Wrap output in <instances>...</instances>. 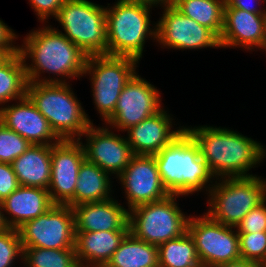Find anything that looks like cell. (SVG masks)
<instances>
[{
  "mask_svg": "<svg viewBox=\"0 0 266 267\" xmlns=\"http://www.w3.org/2000/svg\"><path fill=\"white\" fill-rule=\"evenodd\" d=\"M11 164L20 186L48 189L51 179V145L31 144Z\"/></svg>",
  "mask_w": 266,
  "mask_h": 267,
  "instance_id": "obj_23",
  "label": "cell"
},
{
  "mask_svg": "<svg viewBox=\"0 0 266 267\" xmlns=\"http://www.w3.org/2000/svg\"><path fill=\"white\" fill-rule=\"evenodd\" d=\"M31 145L25 138L0 121V162L12 163Z\"/></svg>",
  "mask_w": 266,
  "mask_h": 267,
  "instance_id": "obj_31",
  "label": "cell"
},
{
  "mask_svg": "<svg viewBox=\"0 0 266 267\" xmlns=\"http://www.w3.org/2000/svg\"><path fill=\"white\" fill-rule=\"evenodd\" d=\"M156 22V42L161 48L194 50L221 48L219 38L208 28L186 17L173 5L162 8Z\"/></svg>",
  "mask_w": 266,
  "mask_h": 267,
  "instance_id": "obj_13",
  "label": "cell"
},
{
  "mask_svg": "<svg viewBox=\"0 0 266 267\" xmlns=\"http://www.w3.org/2000/svg\"><path fill=\"white\" fill-rule=\"evenodd\" d=\"M265 39L266 14L225 8L223 29L219 38L221 48H245V51H256Z\"/></svg>",
  "mask_w": 266,
  "mask_h": 267,
  "instance_id": "obj_18",
  "label": "cell"
},
{
  "mask_svg": "<svg viewBox=\"0 0 266 267\" xmlns=\"http://www.w3.org/2000/svg\"><path fill=\"white\" fill-rule=\"evenodd\" d=\"M117 178L124 189L128 210L170 195L161 181L154 155H134Z\"/></svg>",
  "mask_w": 266,
  "mask_h": 267,
  "instance_id": "obj_15",
  "label": "cell"
},
{
  "mask_svg": "<svg viewBox=\"0 0 266 267\" xmlns=\"http://www.w3.org/2000/svg\"><path fill=\"white\" fill-rule=\"evenodd\" d=\"M240 257L266 267V232L238 233Z\"/></svg>",
  "mask_w": 266,
  "mask_h": 267,
  "instance_id": "obj_30",
  "label": "cell"
},
{
  "mask_svg": "<svg viewBox=\"0 0 266 267\" xmlns=\"http://www.w3.org/2000/svg\"><path fill=\"white\" fill-rule=\"evenodd\" d=\"M7 228H8V226L5 223L3 212H2V206H1V202H0V232L4 231Z\"/></svg>",
  "mask_w": 266,
  "mask_h": 267,
  "instance_id": "obj_41",
  "label": "cell"
},
{
  "mask_svg": "<svg viewBox=\"0 0 266 267\" xmlns=\"http://www.w3.org/2000/svg\"><path fill=\"white\" fill-rule=\"evenodd\" d=\"M22 42L19 53L25 64L28 82L69 83L66 80L82 78L88 56L51 25L44 24L31 30ZM30 61L31 64L28 63ZM42 73L49 76L43 77ZM50 74L54 75L53 78Z\"/></svg>",
  "mask_w": 266,
  "mask_h": 267,
  "instance_id": "obj_1",
  "label": "cell"
},
{
  "mask_svg": "<svg viewBox=\"0 0 266 267\" xmlns=\"http://www.w3.org/2000/svg\"><path fill=\"white\" fill-rule=\"evenodd\" d=\"M111 198L78 204L73 208L75 233L129 230V210ZM125 207V208H124Z\"/></svg>",
  "mask_w": 266,
  "mask_h": 267,
  "instance_id": "obj_20",
  "label": "cell"
},
{
  "mask_svg": "<svg viewBox=\"0 0 266 267\" xmlns=\"http://www.w3.org/2000/svg\"><path fill=\"white\" fill-rule=\"evenodd\" d=\"M259 50H263V52L264 51H266V39H265V41L260 45V47L258 48ZM266 53V52H265Z\"/></svg>",
  "mask_w": 266,
  "mask_h": 267,
  "instance_id": "obj_42",
  "label": "cell"
},
{
  "mask_svg": "<svg viewBox=\"0 0 266 267\" xmlns=\"http://www.w3.org/2000/svg\"><path fill=\"white\" fill-rule=\"evenodd\" d=\"M139 61L131 57L91 55L83 76L89 75L93 105L105 124L113 115L124 86L137 73ZM103 119V120H102Z\"/></svg>",
  "mask_w": 266,
  "mask_h": 267,
  "instance_id": "obj_8",
  "label": "cell"
},
{
  "mask_svg": "<svg viewBox=\"0 0 266 267\" xmlns=\"http://www.w3.org/2000/svg\"><path fill=\"white\" fill-rule=\"evenodd\" d=\"M207 196L209 208L205 213L221 224L236 227L249 211L266 199V178L258 175L219 178Z\"/></svg>",
  "mask_w": 266,
  "mask_h": 267,
  "instance_id": "obj_6",
  "label": "cell"
},
{
  "mask_svg": "<svg viewBox=\"0 0 266 267\" xmlns=\"http://www.w3.org/2000/svg\"><path fill=\"white\" fill-rule=\"evenodd\" d=\"M28 79L20 53L10 55L0 65V110L9 102L26 97Z\"/></svg>",
  "mask_w": 266,
  "mask_h": 267,
  "instance_id": "obj_26",
  "label": "cell"
},
{
  "mask_svg": "<svg viewBox=\"0 0 266 267\" xmlns=\"http://www.w3.org/2000/svg\"><path fill=\"white\" fill-rule=\"evenodd\" d=\"M178 198L181 196L169 195L129 210V232L155 246L184 234L190 215L182 212L176 201Z\"/></svg>",
  "mask_w": 266,
  "mask_h": 267,
  "instance_id": "obj_9",
  "label": "cell"
},
{
  "mask_svg": "<svg viewBox=\"0 0 266 267\" xmlns=\"http://www.w3.org/2000/svg\"><path fill=\"white\" fill-rule=\"evenodd\" d=\"M23 247L70 249L75 247V217L69 205L53 204L37 218L18 228Z\"/></svg>",
  "mask_w": 266,
  "mask_h": 267,
  "instance_id": "obj_11",
  "label": "cell"
},
{
  "mask_svg": "<svg viewBox=\"0 0 266 267\" xmlns=\"http://www.w3.org/2000/svg\"><path fill=\"white\" fill-rule=\"evenodd\" d=\"M22 257L23 248L18 229L7 228L0 232V267H14L20 260L22 263Z\"/></svg>",
  "mask_w": 266,
  "mask_h": 267,
  "instance_id": "obj_32",
  "label": "cell"
},
{
  "mask_svg": "<svg viewBox=\"0 0 266 267\" xmlns=\"http://www.w3.org/2000/svg\"><path fill=\"white\" fill-rule=\"evenodd\" d=\"M236 229L238 233L266 232V199L249 211Z\"/></svg>",
  "mask_w": 266,
  "mask_h": 267,
  "instance_id": "obj_33",
  "label": "cell"
},
{
  "mask_svg": "<svg viewBox=\"0 0 266 267\" xmlns=\"http://www.w3.org/2000/svg\"><path fill=\"white\" fill-rule=\"evenodd\" d=\"M161 93L138 72L124 86L112 117L105 123L111 129L126 132L130 127L161 111Z\"/></svg>",
  "mask_w": 266,
  "mask_h": 267,
  "instance_id": "obj_12",
  "label": "cell"
},
{
  "mask_svg": "<svg viewBox=\"0 0 266 267\" xmlns=\"http://www.w3.org/2000/svg\"><path fill=\"white\" fill-rule=\"evenodd\" d=\"M39 22L46 24L49 23L48 19L55 17L59 9L64 5L66 0H28Z\"/></svg>",
  "mask_w": 266,
  "mask_h": 267,
  "instance_id": "obj_34",
  "label": "cell"
},
{
  "mask_svg": "<svg viewBox=\"0 0 266 267\" xmlns=\"http://www.w3.org/2000/svg\"><path fill=\"white\" fill-rule=\"evenodd\" d=\"M14 102L0 110V121L7 128L35 145H54L60 141L27 96Z\"/></svg>",
  "mask_w": 266,
  "mask_h": 267,
  "instance_id": "obj_17",
  "label": "cell"
},
{
  "mask_svg": "<svg viewBox=\"0 0 266 267\" xmlns=\"http://www.w3.org/2000/svg\"><path fill=\"white\" fill-rule=\"evenodd\" d=\"M19 53V50H0V65L13 54Z\"/></svg>",
  "mask_w": 266,
  "mask_h": 267,
  "instance_id": "obj_40",
  "label": "cell"
},
{
  "mask_svg": "<svg viewBox=\"0 0 266 267\" xmlns=\"http://www.w3.org/2000/svg\"><path fill=\"white\" fill-rule=\"evenodd\" d=\"M173 6L220 38L224 24L225 0H174Z\"/></svg>",
  "mask_w": 266,
  "mask_h": 267,
  "instance_id": "obj_27",
  "label": "cell"
},
{
  "mask_svg": "<svg viewBox=\"0 0 266 267\" xmlns=\"http://www.w3.org/2000/svg\"><path fill=\"white\" fill-rule=\"evenodd\" d=\"M168 112L163 108L126 130V138L134 155H154L183 131L184 125L173 128L174 119Z\"/></svg>",
  "mask_w": 266,
  "mask_h": 267,
  "instance_id": "obj_19",
  "label": "cell"
},
{
  "mask_svg": "<svg viewBox=\"0 0 266 267\" xmlns=\"http://www.w3.org/2000/svg\"><path fill=\"white\" fill-rule=\"evenodd\" d=\"M199 146L200 154L216 179L252 177L249 172L266 158V147L226 127H184ZM251 173V174H250Z\"/></svg>",
  "mask_w": 266,
  "mask_h": 267,
  "instance_id": "obj_2",
  "label": "cell"
},
{
  "mask_svg": "<svg viewBox=\"0 0 266 267\" xmlns=\"http://www.w3.org/2000/svg\"><path fill=\"white\" fill-rule=\"evenodd\" d=\"M114 3L106 7L107 55L140 62L146 40L156 41V22L152 24L150 20L152 7L130 0Z\"/></svg>",
  "mask_w": 266,
  "mask_h": 267,
  "instance_id": "obj_5",
  "label": "cell"
},
{
  "mask_svg": "<svg viewBox=\"0 0 266 267\" xmlns=\"http://www.w3.org/2000/svg\"><path fill=\"white\" fill-rule=\"evenodd\" d=\"M80 267H105V266H80Z\"/></svg>",
  "mask_w": 266,
  "mask_h": 267,
  "instance_id": "obj_43",
  "label": "cell"
},
{
  "mask_svg": "<svg viewBox=\"0 0 266 267\" xmlns=\"http://www.w3.org/2000/svg\"><path fill=\"white\" fill-rule=\"evenodd\" d=\"M262 3L265 4L266 0H225V8L241 9L255 14H266V8L261 7Z\"/></svg>",
  "mask_w": 266,
  "mask_h": 267,
  "instance_id": "obj_36",
  "label": "cell"
},
{
  "mask_svg": "<svg viewBox=\"0 0 266 267\" xmlns=\"http://www.w3.org/2000/svg\"><path fill=\"white\" fill-rule=\"evenodd\" d=\"M20 186L11 163L0 162V202Z\"/></svg>",
  "mask_w": 266,
  "mask_h": 267,
  "instance_id": "obj_35",
  "label": "cell"
},
{
  "mask_svg": "<svg viewBox=\"0 0 266 267\" xmlns=\"http://www.w3.org/2000/svg\"><path fill=\"white\" fill-rule=\"evenodd\" d=\"M203 213L198 217L190 214L187 223V231L194 239L202 267H214L240 259L236 227L221 224Z\"/></svg>",
  "mask_w": 266,
  "mask_h": 267,
  "instance_id": "obj_10",
  "label": "cell"
},
{
  "mask_svg": "<svg viewBox=\"0 0 266 267\" xmlns=\"http://www.w3.org/2000/svg\"><path fill=\"white\" fill-rule=\"evenodd\" d=\"M69 83L28 82L26 96L60 140H79L93 124Z\"/></svg>",
  "mask_w": 266,
  "mask_h": 267,
  "instance_id": "obj_4",
  "label": "cell"
},
{
  "mask_svg": "<svg viewBox=\"0 0 266 267\" xmlns=\"http://www.w3.org/2000/svg\"><path fill=\"white\" fill-rule=\"evenodd\" d=\"M83 136L86 138L84 143ZM79 140L84 148L86 160L116 178L134 156L126 136L114 133L104 124L101 127L91 124Z\"/></svg>",
  "mask_w": 266,
  "mask_h": 267,
  "instance_id": "obj_14",
  "label": "cell"
},
{
  "mask_svg": "<svg viewBox=\"0 0 266 267\" xmlns=\"http://www.w3.org/2000/svg\"><path fill=\"white\" fill-rule=\"evenodd\" d=\"M71 42L87 56L107 55L106 7L90 0H66L54 17Z\"/></svg>",
  "mask_w": 266,
  "mask_h": 267,
  "instance_id": "obj_7",
  "label": "cell"
},
{
  "mask_svg": "<svg viewBox=\"0 0 266 267\" xmlns=\"http://www.w3.org/2000/svg\"><path fill=\"white\" fill-rule=\"evenodd\" d=\"M129 230L75 233V251L80 266H105Z\"/></svg>",
  "mask_w": 266,
  "mask_h": 267,
  "instance_id": "obj_22",
  "label": "cell"
},
{
  "mask_svg": "<svg viewBox=\"0 0 266 267\" xmlns=\"http://www.w3.org/2000/svg\"><path fill=\"white\" fill-rule=\"evenodd\" d=\"M158 258L159 267H202L188 231L159 245Z\"/></svg>",
  "mask_w": 266,
  "mask_h": 267,
  "instance_id": "obj_28",
  "label": "cell"
},
{
  "mask_svg": "<svg viewBox=\"0 0 266 267\" xmlns=\"http://www.w3.org/2000/svg\"><path fill=\"white\" fill-rule=\"evenodd\" d=\"M111 175L94 163L84 160L78 172L74 197L66 204L74 207L81 203L100 202L113 198ZM111 179V180H110Z\"/></svg>",
  "mask_w": 266,
  "mask_h": 267,
  "instance_id": "obj_24",
  "label": "cell"
},
{
  "mask_svg": "<svg viewBox=\"0 0 266 267\" xmlns=\"http://www.w3.org/2000/svg\"><path fill=\"white\" fill-rule=\"evenodd\" d=\"M52 205L48 189L25 186H19L1 202L5 223L13 229L44 214Z\"/></svg>",
  "mask_w": 266,
  "mask_h": 267,
  "instance_id": "obj_21",
  "label": "cell"
},
{
  "mask_svg": "<svg viewBox=\"0 0 266 267\" xmlns=\"http://www.w3.org/2000/svg\"><path fill=\"white\" fill-rule=\"evenodd\" d=\"M18 35L0 19V50H19Z\"/></svg>",
  "mask_w": 266,
  "mask_h": 267,
  "instance_id": "obj_37",
  "label": "cell"
},
{
  "mask_svg": "<svg viewBox=\"0 0 266 267\" xmlns=\"http://www.w3.org/2000/svg\"><path fill=\"white\" fill-rule=\"evenodd\" d=\"M214 267H262V266L259 265L258 263L253 262V261H249V260H245L243 258H240V259H237L234 261H230L228 263L216 265Z\"/></svg>",
  "mask_w": 266,
  "mask_h": 267,
  "instance_id": "obj_38",
  "label": "cell"
},
{
  "mask_svg": "<svg viewBox=\"0 0 266 267\" xmlns=\"http://www.w3.org/2000/svg\"><path fill=\"white\" fill-rule=\"evenodd\" d=\"M105 267H159L158 246L128 232Z\"/></svg>",
  "mask_w": 266,
  "mask_h": 267,
  "instance_id": "obj_25",
  "label": "cell"
},
{
  "mask_svg": "<svg viewBox=\"0 0 266 267\" xmlns=\"http://www.w3.org/2000/svg\"><path fill=\"white\" fill-rule=\"evenodd\" d=\"M154 157L161 181L170 195L186 197L202 190L208 195L214 185L216 178L185 128Z\"/></svg>",
  "mask_w": 266,
  "mask_h": 267,
  "instance_id": "obj_3",
  "label": "cell"
},
{
  "mask_svg": "<svg viewBox=\"0 0 266 267\" xmlns=\"http://www.w3.org/2000/svg\"><path fill=\"white\" fill-rule=\"evenodd\" d=\"M23 267H80L75 247L70 249H44L23 247Z\"/></svg>",
  "mask_w": 266,
  "mask_h": 267,
  "instance_id": "obj_29",
  "label": "cell"
},
{
  "mask_svg": "<svg viewBox=\"0 0 266 267\" xmlns=\"http://www.w3.org/2000/svg\"><path fill=\"white\" fill-rule=\"evenodd\" d=\"M85 159L80 140H60L51 145L48 191L53 204L66 205L74 197L79 168Z\"/></svg>",
  "mask_w": 266,
  "mask_h": 267,
  "instance_id": "obj_16",
  "label": "cell"
},
{
  "mask_svg": "<svg viewBox=\"0 0 266 267\" xmlns=\"http://www.w3.org/2000/svg\"><path fill=\"white\" fill-rule=\"evenodd\" d=\"M132 2H137L143 5H147L150 7H166V6H170L173 5L174 0H130ZM159 5V6H158Z\"/></svg>",
  "mask_w": 266,
  "mask_h": 267,
  "instance_id": "obj_39",
  "label": "cell"
}]
</instances>
